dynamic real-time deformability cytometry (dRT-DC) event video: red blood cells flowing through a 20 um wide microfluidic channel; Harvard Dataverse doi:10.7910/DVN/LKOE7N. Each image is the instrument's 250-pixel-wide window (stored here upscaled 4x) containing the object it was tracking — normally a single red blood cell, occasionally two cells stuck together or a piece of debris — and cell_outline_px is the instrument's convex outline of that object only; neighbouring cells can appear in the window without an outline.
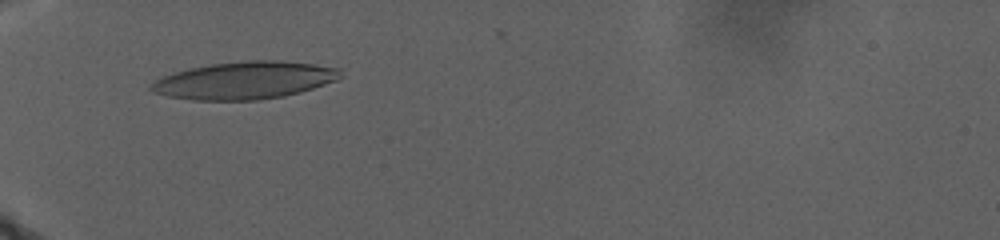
{"species": "human", "species_latin": "Homo sapiens", "temperature_condition": "warm", "stored_images_in_passage": 56, "camera_frame_rate_fps": 3000, "um_per_image_px": 0.085, "donor": {"sex": "male"}, "frame": {"image": 1, "passage_image": 20, "time_ms": 9.333, "image_size_px": [1000, 240], "cell_outline_px": [[344, 76], [336, 80], [300, 92], [284, 96], [256, 100], [192, 100], [168, 96], [152, 92], [148, 88], [148, 84], [172, 72], [188, 68], [212, 64], [240, 60], [280, 60], [312, 64], [340, 68]], "centroid_in_image_um": [20.76, 6.82], "position_along_channel_um": 64.2, "area_um2": 41.56}}
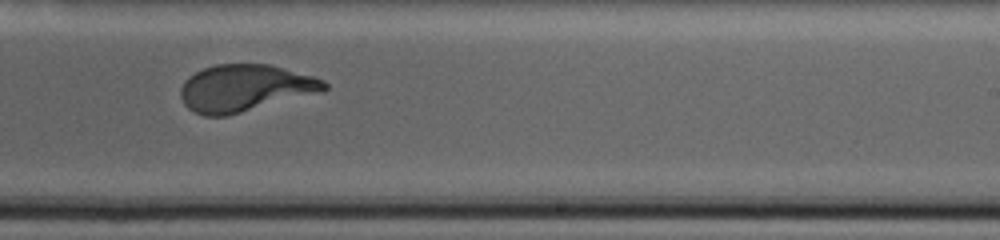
{"frame": {"image": 2, "passage_image": 39, "time_ms": 20.333, "image_size_px": [1000, 240], "cell_outline_px": [[328, 88], [228, 116], [204, 116], [188, 108], [184, 104], [180, 96], [180, 88], [184, 80], [188, 76], [204, 68], [216, 64], [268, 64], [312, 76], [324, 80], [328, 84]], "centroid_in_image_um": [20.72, 7.48], "position_along_channel_um": 268.3, "area_um2": 38.55}}
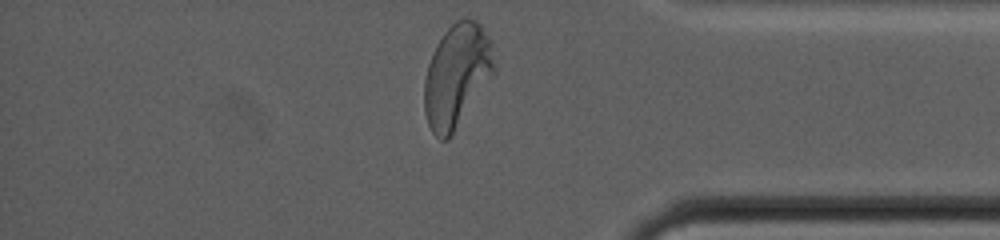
{"frame": {"image": 3, "passage_image": 56, "time_ms": 27.333, "image_size_px": [1000, 240], "cell_outline_px": [[492, 72], [452, 136], [448, 140], [440, 140], [432, 132], [428, 124], [424, 112], [424, 80], [428, 64], [432, 52], [436, 44], [444, 32], [456, 20], [464, 16], [476, 20], [480, 24], [488, 40], [492, 60]], "centroid_in_image_um": [38.74, 6.43], "position_along_channel_um": 396.5, "area_um2": 40.98}}